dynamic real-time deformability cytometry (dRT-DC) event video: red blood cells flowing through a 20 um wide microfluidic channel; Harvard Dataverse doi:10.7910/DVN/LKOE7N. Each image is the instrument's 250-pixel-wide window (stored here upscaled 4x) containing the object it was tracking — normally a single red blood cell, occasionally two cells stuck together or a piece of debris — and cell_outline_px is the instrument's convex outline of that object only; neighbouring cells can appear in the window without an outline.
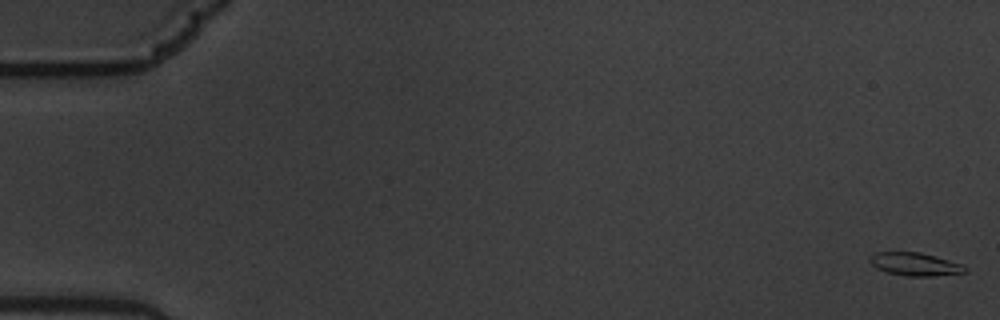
{"species": "common noctule bat (a hibernating species)", "species_latin": "Nyctalus noctula", "temperature_condition": "warm", "stored_images_in_passage": 58, "camera_frame_rate_fps": 3000, "um_per_image_px": 0.085, "animal": {"sex": "male", "body_mass_g": 19.5, "forearm_length_mm": 54.6}, "frame": {"image": 1, "passage_image": 1, "time_ms": 0.0, "image_size_px": [1000, 320], "cell_outline_px": [[968, 272], [932, 276], [908, 276], [888, 272], [876, 268], [868, 260], [876, 252], [920, 252], [964, 264], [968, 268]], "centroid_in_image_um": [77.83, 22.45], "position_along_channel_um": 7.2, "area_um2": 12.77}}
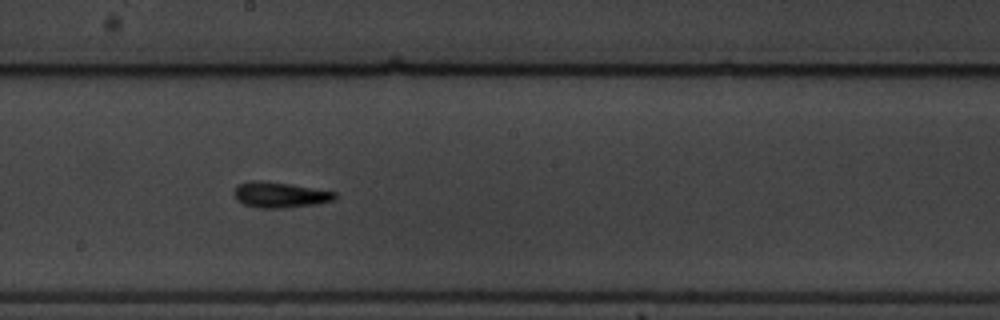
{"frame": {"image": 2, "passage_image": 33, "time_ms": 10.667, "image_size_px": [1000, 320], "cell_outline_px": [[336, 200], [316, 204], [284, 208], [256, 208], [244, 204], [236, 200], [232, 192], [236, 184], [252, 180], [260, 180], [288, 184], [336, 192]], "centroid_in_image_um": [23.73, 16.56], "position_along_channel_um": 224.5, "area_um2": 15.2}}
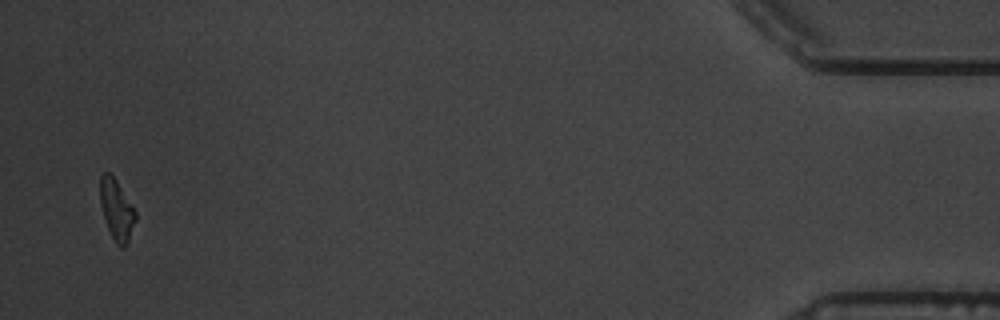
{"frame": {"image": 3, "passage_image": 57, "time_ms": 18.667, "image_size_px": [1000, 320], "cell_outline_px": [[136, 220], [128, 240], [124, 248], [120, 248], [116, 244], [108, 228], [104, 216], [100, 200], [100, 176], [104, 172], [108, 172], [116, 180], [132, 204], [136, 212]], "centroid_in_image_um": [9.92, 17.83], "position_along_channel_um": 425.3, "area_um2": 12.31}, "authors_computed_cell_mechanics": {"area_um2": 13.294, "velocity_mm_per_s": 3.5288, "shape_relaxation_time_tau1_ms": 4.61, "shape_relaxation_time_tau2_ms": 4.1128, "deformation_change_tau1": 0.1493, "deformation_change_tau2": 0.1415}}